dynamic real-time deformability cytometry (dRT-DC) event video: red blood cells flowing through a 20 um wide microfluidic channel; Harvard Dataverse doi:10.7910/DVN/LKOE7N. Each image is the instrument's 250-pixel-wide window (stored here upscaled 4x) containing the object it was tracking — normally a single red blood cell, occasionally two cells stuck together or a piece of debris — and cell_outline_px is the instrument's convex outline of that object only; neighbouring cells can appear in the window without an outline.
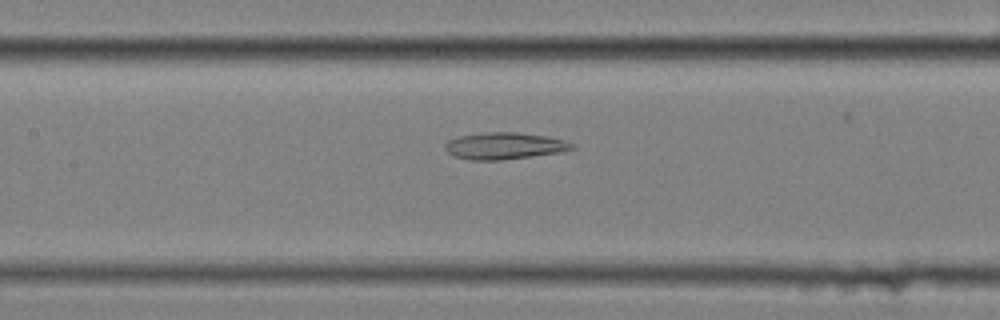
{"species": "common noctule bat (a hibernating species)", "species_latin": "Nyctalus noctula", "temperature_condition": "cold", "stored_images_in_passage": 49, "camera_frame_rate_fps": 3000, "um_per_image_px": 0.085, "animal": {"sex": "female", "body_mass_g": 25.1}, "frame": {"image": 1, "passage_image": 27, "time_ms": 8.667, "image_size_px": [1000, 320], "cell_outline_px": [[576, 148], [560, 152], [532, 156], [500, 160], [472, 160], [452, 156], [444, 148], [444, 144], [448, 140], [460, 136], [484, 132], [516, 132], [548, 136], [564, 140], [572, 144]], "centroid_in_image_um": [42.85, 12.39], "position_along_channel_um": 164.6, "area_um2": 19.83}}
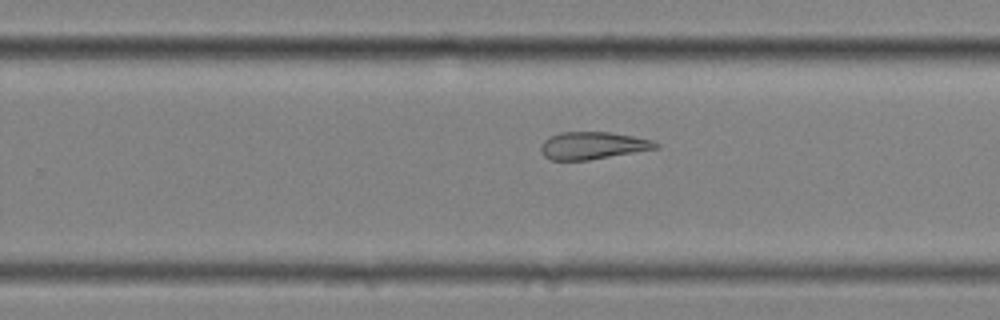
{"frame": {"image": 2, "passage_image": 37, "time_ms": 12.0, "image_size_px": [1000, 320], "cell_outline_px": [[660, 148], [588, 160], [552, 160], [544, 156], [540, 152], [540, 144], [548, 136], [560, 132], [608, 132], [632, 136], [652, 140], [660, 144]], "centroid_in_image_um": [50.36, 12.37], "position_along_channel_um": 279.4, "area_um2": 18.44}}
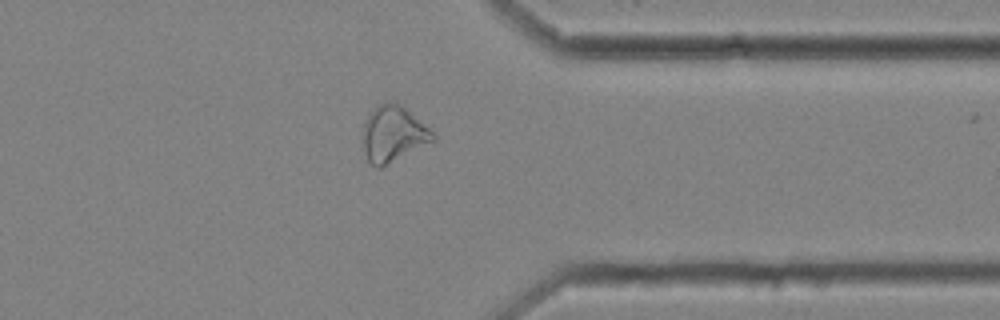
{"frame": {"image": 3, "passage_image": 46, "time_ms": 15.0, "image_size_px": [1000, 320], "cell_outline_px": [[436, 140], [380, 168], [376, 168], [368, 160], [364, 152], [364, 124], [368, 112], [372, 108], [380, 104], [400, 104], [428, 128], [436, 136]], "centroid_in_image_um": [33.41, 11.41], "position_along_channel_um": 378.0, "area_um2": 22.31}}